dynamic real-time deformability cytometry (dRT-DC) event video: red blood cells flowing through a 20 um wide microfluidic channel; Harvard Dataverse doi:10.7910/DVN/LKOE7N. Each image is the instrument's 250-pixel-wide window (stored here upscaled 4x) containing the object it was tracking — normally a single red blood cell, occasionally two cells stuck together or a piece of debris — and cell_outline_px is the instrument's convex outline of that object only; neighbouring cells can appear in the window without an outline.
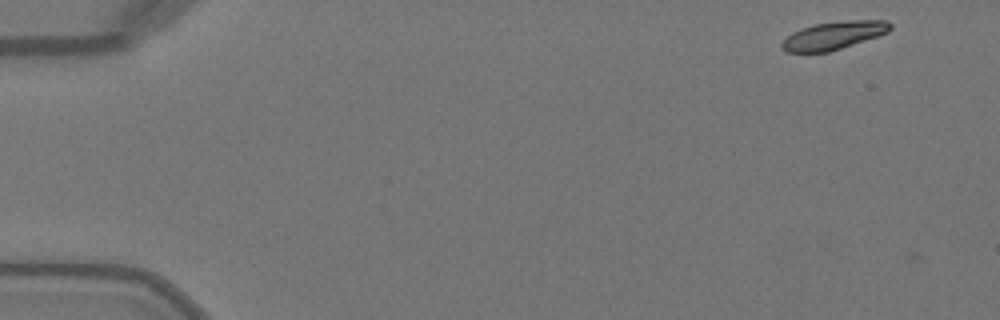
{"species": "Egyptian fruit bat (a non-hibernating species)", "species_latin": "Rousettus aegyptiacus", "temperature_condition": "warm", "stored_images_in_passage": 22, "camera_frame_rate_fps": 3000, "um_per_image_px": 0.085, "animal": {"sex": "female"}, "frame": {"image": 1, "passage_image": 2, "time_ms": 0.333, "image_size_px": [1000, 320], "cell_outline_px": [[892, 28], [888, 32], [828, 52], [788, 52], [780, 44], [792, 32], [800, 28], [816, 24], [848, 20], [888, 20], [892, 24]], "centroid_in_image_um": [70.88, 2.99], "position_along_channel_um": 14.1, "area_um2": 17.34}}
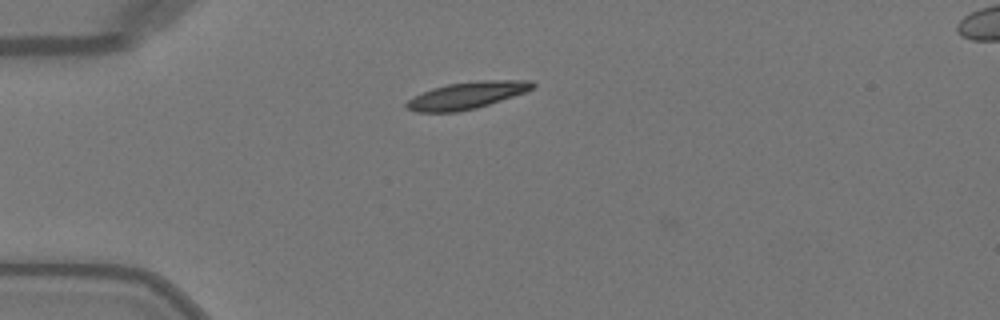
{"frame": {"image": 2, "passage_image": 12, "time_ms": 3.667, "image_size_px": [1000, 320], "cell_outline_px": [[536, 88], [476, 108], [456, 112], [416, 112], [404, 108], [404, 104], [408, 100], [432, 88], [448, 84], [484, 80], [532, 80], [536, 84]], "centroid_in_image_um": [39.68, 8.1], "position_along_channel_um": 45.3, "area_um2": 19.65}}
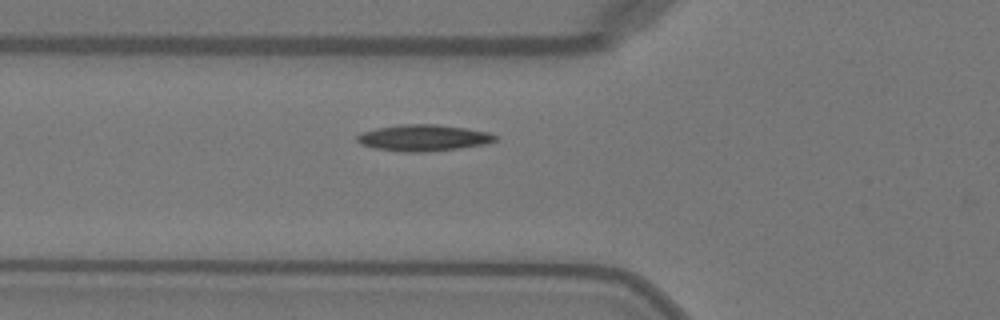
{"frame": {"image": 3, "passage_image": 17, "time_ms": 5.333, "image_size_px": [1000, 320], "cell_outline_px": [[496, 140], [484, 144], [460, 148], [420, 152], [404, 152], [376, 148], [360, 144], [356, 140], [356, 136], [360, 132], [376, 128], [400, 124], [436, 124], [468, 128], [488, 132], [496, 136]], "centroid_in_image_um": [35.95, 11.7], "position_along_channel_um": 89.8, "area_um2": 21.21}}